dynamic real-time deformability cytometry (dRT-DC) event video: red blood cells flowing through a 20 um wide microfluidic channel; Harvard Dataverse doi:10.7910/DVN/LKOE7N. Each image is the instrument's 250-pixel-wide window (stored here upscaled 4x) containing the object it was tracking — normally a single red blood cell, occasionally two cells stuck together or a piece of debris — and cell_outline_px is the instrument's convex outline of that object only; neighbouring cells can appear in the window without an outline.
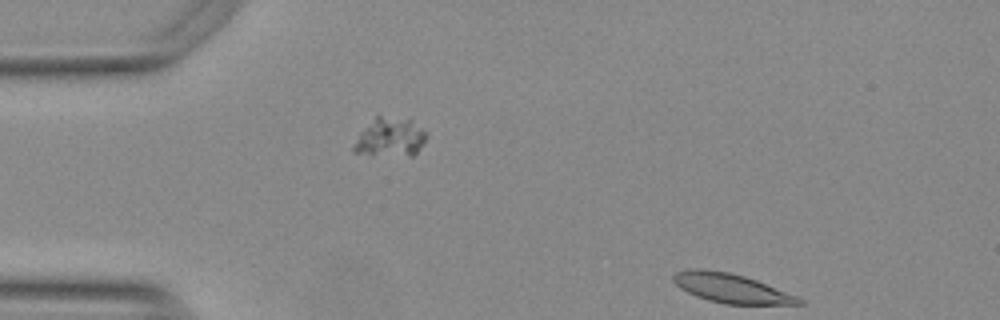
{"species": "Egyptian fruit bat (a non-hibernating species)", "species_latin": "Rousettus aegyptiacus", "temperature_condition": "warm", "stored_images_in_passage": 7, "segment_of_instrument_passage": [2, 2], "camera_frame_rate_fps": 3000, "um_per_image_px": 0.085, "animal": {"sex": "female"}, "frame": {"image": 1, "passage_image": 7, "time_ms": 2.0, "image_size_px": [1000, 320], "cell_outline_px": [[804, 304], [724, 304], [708, 300], [696, 296], [680, 288], [672, 280], [672, 276], [676, 272], [688, 268], [704, 268], [728, 272], [744, 276], [756, 280], [796, 296], [804, 300]], "centroid_in_image_um": [62.1, 24.49], "position_along_channel_um": 22.9, "area_um2": 21.27}}